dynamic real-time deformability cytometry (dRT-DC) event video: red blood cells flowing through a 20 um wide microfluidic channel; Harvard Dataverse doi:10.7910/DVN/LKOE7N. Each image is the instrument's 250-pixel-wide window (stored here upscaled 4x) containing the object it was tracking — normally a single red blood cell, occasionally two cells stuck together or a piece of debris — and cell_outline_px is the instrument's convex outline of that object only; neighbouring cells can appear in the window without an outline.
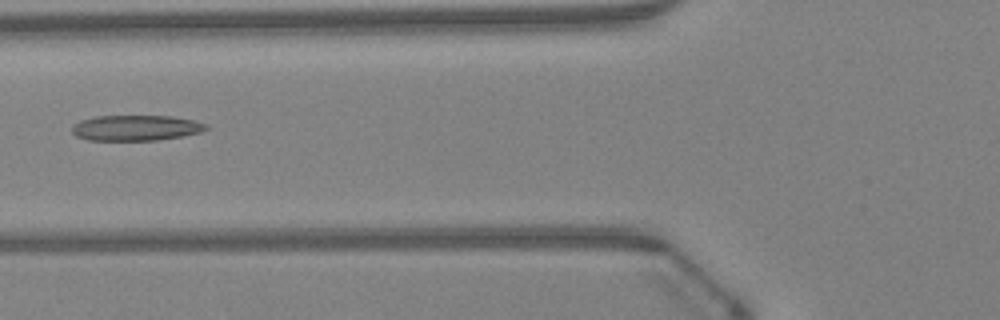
{"species": "Egyptian fruit bat (a non-hibernating species)", "species_latin": "Rousettus aegyptiacus", "temperature_condition": "warm", "stored_images_in_passage": 46, "camera_frame_rate_fps": 3000, "um_per_image_px": 0.085, "animal": {"sex": "female"}, "frame": {"image": 1, "passage_image": 18, "time_ms": 5.667, "image_size_px": [1000, 320], "cell_outline_px": [[208, 128], [200, 132], [184, 136], [156, 140], [88, 140], [76, 136], [72, 132], [72, 124], [80, 120], [96, 116], [172, 116], [192, 120], [208, 124]], "centroid_in_image_um": [11.53, 10.87], "position_along_channel_um": 114.3, "area_um2": 20.0}}
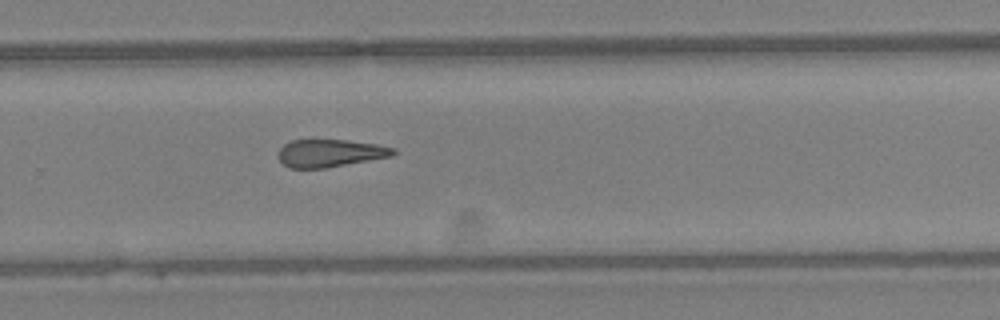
{"frame": {"image": 2, "passage_image": 31, "time_ms": 10.0, "image_size_px": [1000, 320], "cell_outline_px": [[396, 152], [392, 156], [324, 168], [288, 168], [276, 156], [280, 148], [284, 144], [292, 140], [348, 140], [376, 144], [396, 148]], "centroid_in_image_um": [28.04, 13.01], "position_along_channel_um": 301.8, "area_um2": 18.5}}
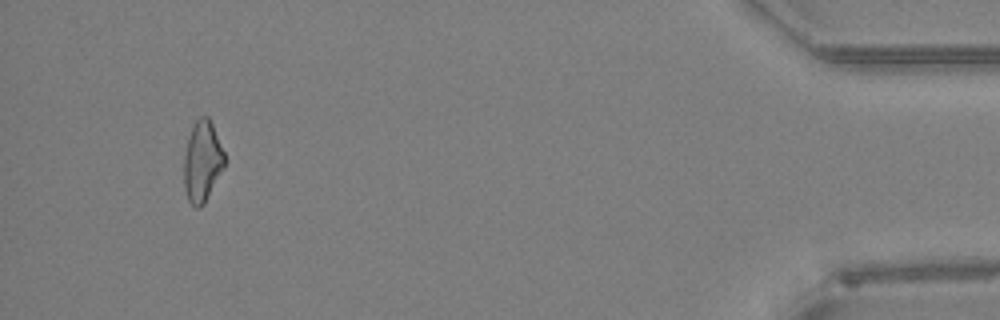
{"frame": {"image": 3, "passage_image": 44, "time_ms": 14.333, "image_size_px": [1000, 320], "cell_outline_px": [[224, 164], [204, 204], [200, 208], [196, 208], [188, 200], [184, 188], [184, 156], [188, 140], [192, 128], [196, 120], [200, 116], [208, 116], [212, 124], [224, 152]], "centroid_in_image_um": [17.17, 13.73], "position_along_channel_um": 418.0, "area_um2": 18.67}, "authors_computed_cell_mechanics": {"area_um2": 19.8832, "velocity_mm_per_s": 4.3468, "shape_relaxation_time_tau1_ms": null, "shape_relaxation_time_tau2_ms": 6.0279, "deformation_change_tau1": null, "deformation_change_tau2": 0.2131}}